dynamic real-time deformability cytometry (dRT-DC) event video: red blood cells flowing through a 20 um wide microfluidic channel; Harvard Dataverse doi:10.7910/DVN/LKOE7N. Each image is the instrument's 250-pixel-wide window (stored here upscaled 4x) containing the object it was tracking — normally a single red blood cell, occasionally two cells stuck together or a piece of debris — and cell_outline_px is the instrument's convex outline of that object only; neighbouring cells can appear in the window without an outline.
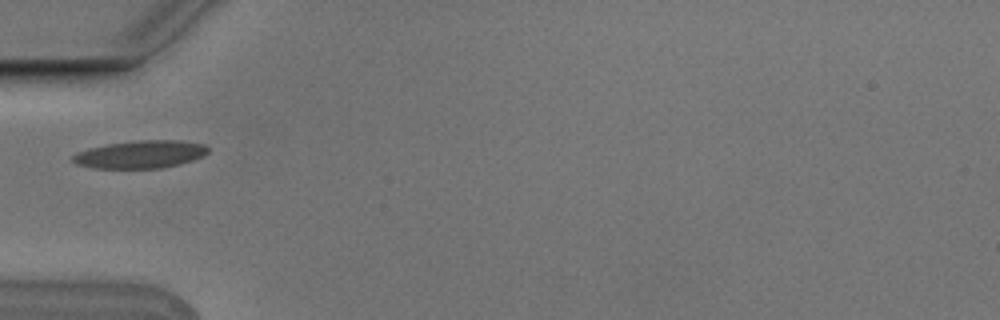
{"species": "Egyptian fruit bat (a non-hibernating species)", "species_latin": "Rousettus aegyptiacus", "temperature_condition": "cold", "stored_images_in_passage": 4, "camera_frame_rate_fps": 3000, "um_per_image_px": 0.085, "animal": {"sex": "male"}, "frame": {"image": 1, "passage_image": 1, "time_ms": 0.0, "image_size_px": [1000, 320], "cell_outline_px": [[208, 152], [204, 156], [180, 164], [160, 168], [92, 168], [76, 164], [72, 160], [72, 156], [76, 152], [88, 148], [108, 144], [140, 140], [180, 140], [204, 144], [208, 148]], "centroid_in_image_um": [11.93, 13.12], "position_along_channel_um": 73.1, "area_um2": 21.91}}
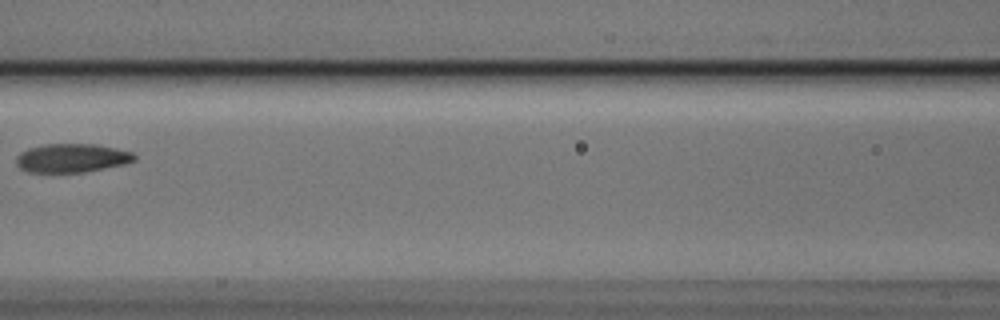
{"frame": {"image": 2, "passage_image": 3, "time_ms": 0.667, "image_size_px": [1000, 320], "cell_outline_px": [[136, 160], [124, 164], [84, 172], [28, 172], [20, 168], [16, 164], [16, 156], [20, 152], [28, 148], [44, 144], [96, 144], [116, 148], [132, 152], [136, 156]], "centroid_in_image_um": [6.09, 13.43], "position_along_channel_um": 160.5, "area_um2": 19.83}}
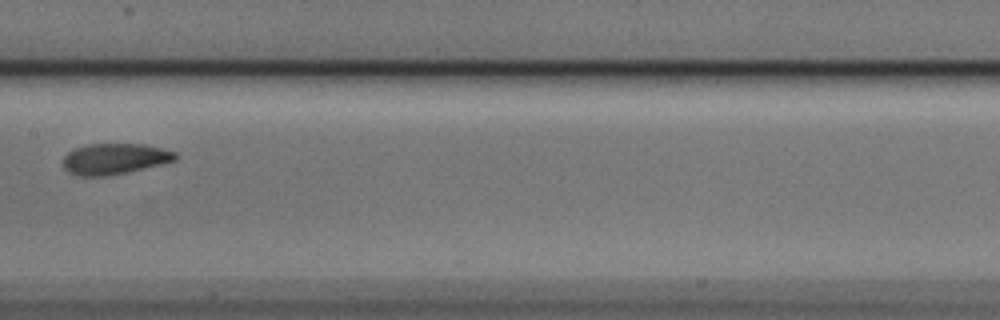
{"frame": {"image": 3, "passage_image": 4, "time_ms": 1.0, "image_size_px": [1000, 320], "cell_outline_px": [[180, 156], [176, 160], [160, 164], [124, 172], [104, 176], [80, 176], [68, 172], [64, 168], [64, 156], [68, 152], [76, 148], [88, 144], [144, 144], [176, 152]], "centroid_in_image_um": [9.74, 13.49], "position_along_channel_um": 197.7, "area_um2": 19.94}}